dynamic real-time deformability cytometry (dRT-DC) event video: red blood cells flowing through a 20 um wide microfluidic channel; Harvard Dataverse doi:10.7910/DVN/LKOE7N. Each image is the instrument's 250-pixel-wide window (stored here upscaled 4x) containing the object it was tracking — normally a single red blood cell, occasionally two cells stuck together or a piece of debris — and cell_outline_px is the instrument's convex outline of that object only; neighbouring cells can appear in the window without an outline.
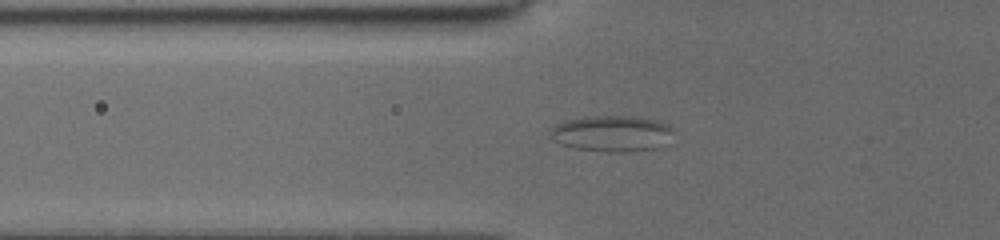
{"species": "common noctule bat (a hibernating species)", "species_latin": "Nyctalus noctula", "temperature_condition": "cold", "stored_images_in_passage": 7, "camera_frame_rate_fps": 3000, "um_per_image_px": 0.085, "animal": {"sex": "female", "body_mass_g": 19.5, "forearm_length_mm": 54.1}, "frame": {"image": 1, "passage_image": 6, "time_ms": 3.667, "image_size_px": [1000, 240], "cell_outline_px": [[672, 132], [656, 148], [628, 152], [608, 152], [576, 148], [560, 144], [552, 136], [552, 128], [556, 124], [564, 120], [584, 116], [636, 116], [668, 124], [672, 128]], "centroid_in_image_um": [51.96, 11.33], "position_along_channel_um": 73.8, "area_um2": 25.43}}